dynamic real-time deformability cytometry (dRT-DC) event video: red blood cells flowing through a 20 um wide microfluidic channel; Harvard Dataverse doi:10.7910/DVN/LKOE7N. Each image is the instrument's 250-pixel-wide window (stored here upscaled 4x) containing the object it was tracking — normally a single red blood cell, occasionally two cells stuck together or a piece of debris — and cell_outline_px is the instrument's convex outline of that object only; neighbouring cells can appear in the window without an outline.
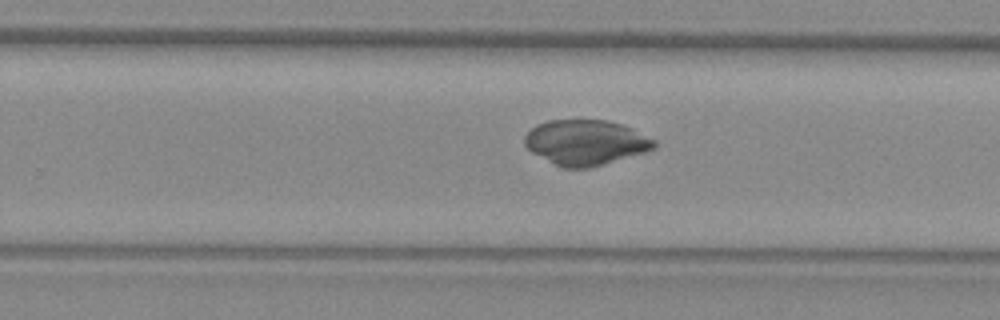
{"species": "common noctule bat (a hibernating species)", "species_latin": "Nyctalus noctula", "temperature_condition": "warm", "stored_images_in_passage": 42, "camera_frame_rate_fps": 3000, "um_per_image_px": 0.085, "animal": {"sex": "female", "body_mass_g": 29.2, "forearm_length_mm": 56.3}, "frame": {"image": 1, "passage_image": 24, "time_ms": 7.667, "image_size_px": [1000, 320], "cell_outline_px": [[656, 148], [644, 152], [604, 164], [588, 168], [560, 168], [532, 152], [524, 144], [524, 136], [536, 124], [548, 120], [604, 120], [620, 124], [632, 128], [656, 140]], "centroid_in_image_um": [49.77, 12.11], "position_along_channel_um": 280.0, "area_um2": 34.1}}
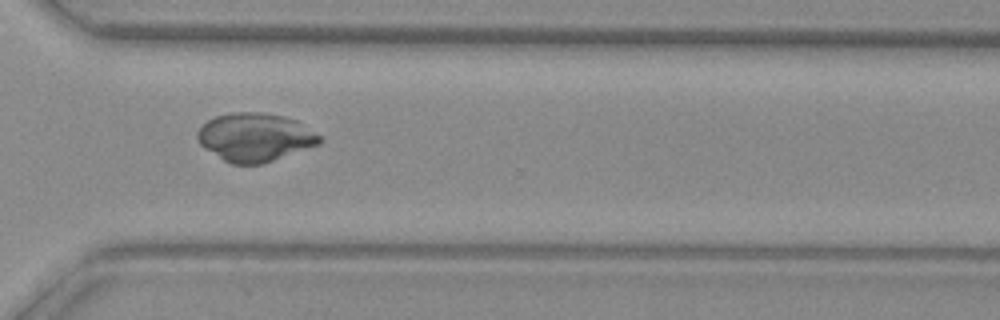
{"frame": {"image": 2, "passage_image": 29, "time_ms": 9.333, "image_size_px": [1000, 320], "cell_outline_px": [[324, 140], [320, 144], [264, 164], [232, 164], [224, 160], [204, 148], [200, 144], [196, 136], [196, 132], [208, 120], [216, 116], [232, 112], [264, 112], [284, 116], [296, 120], [320, 136]], "centroid_in_image_um": [21.68, 11.67], "position_along_channel_um": 348.9, "area_um2": 34.51}}